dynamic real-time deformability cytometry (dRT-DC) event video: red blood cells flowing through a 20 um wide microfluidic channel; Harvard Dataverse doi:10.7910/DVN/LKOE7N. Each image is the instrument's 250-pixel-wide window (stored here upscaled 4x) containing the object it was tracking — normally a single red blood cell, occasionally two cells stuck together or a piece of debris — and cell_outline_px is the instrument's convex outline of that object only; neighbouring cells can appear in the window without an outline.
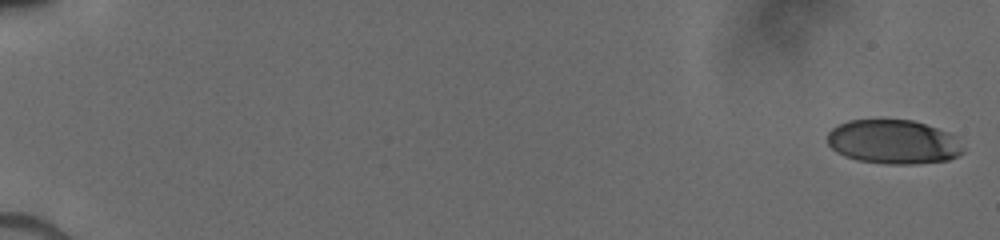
{"species": "human", "species_latin": "Homo sapiens", "temperature_condition": "cold", "stored_images_in_passage": 12, "camera_frame_rate_fps": 3000, "um_per_image_px": 0.085, "donor": {"sex": "male"}, "frame": {"image": 1, "passage_image": 1, "time_ms": 0.0, "image_size_px": [1000, 240], "cell_outline_px": [[964, 152], [948, 160], [916, 164], [884, 164], [856, 160], [844, 156], [836, 152], [828, 144], [828, 132], [832, 128], [848, 120], [912, 120], [948, 132], [952, 136]], "centroid_in_image_um": [75.88, 12.07], "position_along_channel_um": 9.1, "area_um2": 34.62}}
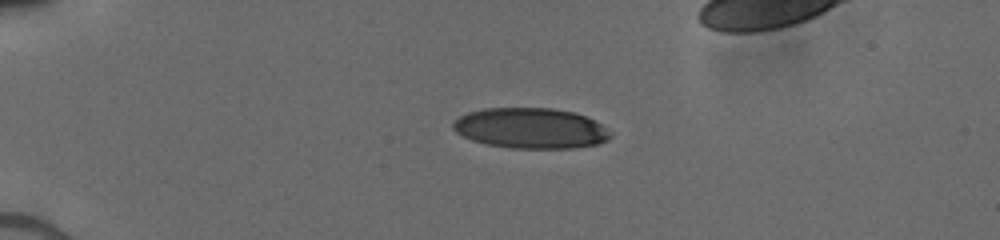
{"frame": {"image": 2, "passage_image": 10, "time_ms": 4.333, "image_size_px": [1000, 240], "cell_outline_px": [[612, 136], [608, 140], [596, 144], [572, 148], [512, 148], [488, 144], [472, 140], [456, 132], [452, 128], [452, 124], [460, 116], [468, 112], [484, 108], [552, 108], [572, 112], [584, 116], [600, 124]], "centroid_in_image_um": [45.07, 10.9], "position_along_channel_um": 39.9, "area_um2": 36.76}}